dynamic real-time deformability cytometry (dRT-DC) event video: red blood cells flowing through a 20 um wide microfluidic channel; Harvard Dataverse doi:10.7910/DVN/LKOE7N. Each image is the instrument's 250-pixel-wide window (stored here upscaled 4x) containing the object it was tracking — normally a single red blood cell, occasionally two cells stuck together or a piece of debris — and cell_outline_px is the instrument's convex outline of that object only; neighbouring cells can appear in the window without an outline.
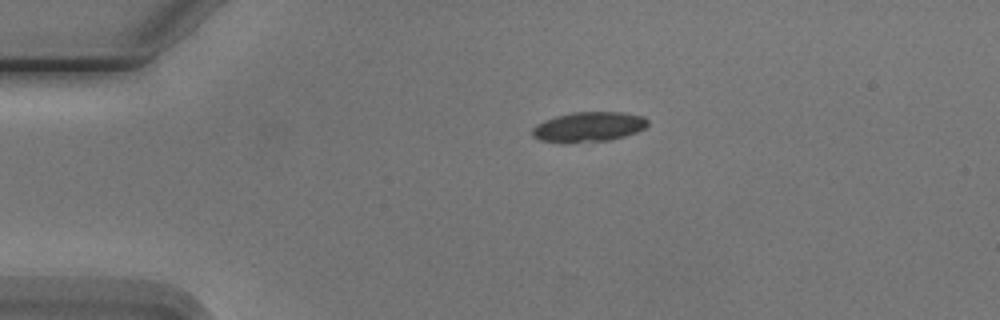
{"species": "Egyptian fruit bat (a non-hibernating species)", "species_latin": "Rousettus aegyptiacus", "temperature_condition": "cold", "stored_images_in_passage": 2, "camera_frame_rate_fps": 3000, "um_per_image_px": 0.085, "animal": {"sex": "male"}, "frame": {"image": 1, "passage_image": 1, "time_ms": 0.0, "image_size_px": [1000, 320], "cell_outline_px": [[648, 124], [644, 128], [636, 132], [624, 136], [608, 140], [564, 144], [540, 140], [532, 136], [532, 128], [536, 124], [544, 120], [556, 116], [572, 112], [624, 112], [644, 116], [648, 120]], "centroid_in_image_um": [50.0, 10.79], "position_along_channel_um": 35.0, "area_um2": 20.4}}